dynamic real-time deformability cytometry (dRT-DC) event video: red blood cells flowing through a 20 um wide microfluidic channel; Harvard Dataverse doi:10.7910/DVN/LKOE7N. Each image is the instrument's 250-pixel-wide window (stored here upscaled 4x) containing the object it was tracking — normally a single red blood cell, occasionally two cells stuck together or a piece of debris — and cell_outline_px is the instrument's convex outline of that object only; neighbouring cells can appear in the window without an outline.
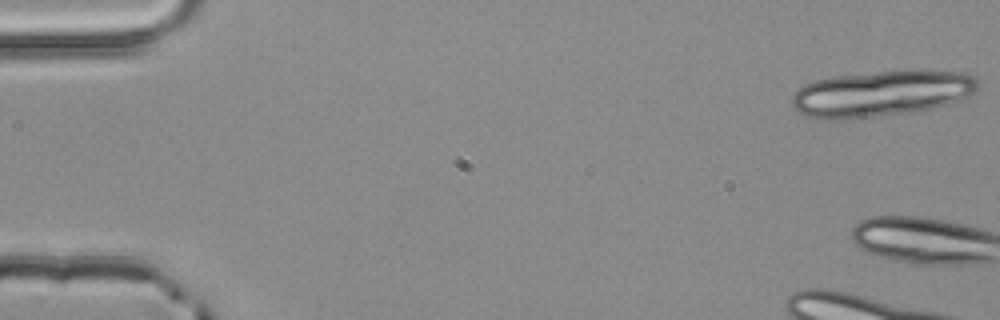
{"species": "common noctule bat (a hibernating species)", "species_latin": "Nyctalus noctula", "temperature_condition": "room temperature", "stored_images_in_passage": 4, "camera_frame_rate_fps": 3000, "um_per_image_px": 0.085, "animal": {"sex": "male", "body_mass_g": 20.4}, "frame": {"image": 1, "passage_image": 1, "time_ms": 0.0, "image_size_px": [1000, 320], "cell_outline_px": [[980, 84], [972, 92], [960, 100], [932, 108], [904, 112], [844, 120], [824, 120], [808, 116], [792, 108], [792, 96], [804, 84], [816, 80], [832, 76], [880, 72], [964, 72], [976, 76], [980, 80]], "centroid_in_image_um": [74.87, 7.97], "position_along_channel_um": 10.1, "area_um2": 48.96}}